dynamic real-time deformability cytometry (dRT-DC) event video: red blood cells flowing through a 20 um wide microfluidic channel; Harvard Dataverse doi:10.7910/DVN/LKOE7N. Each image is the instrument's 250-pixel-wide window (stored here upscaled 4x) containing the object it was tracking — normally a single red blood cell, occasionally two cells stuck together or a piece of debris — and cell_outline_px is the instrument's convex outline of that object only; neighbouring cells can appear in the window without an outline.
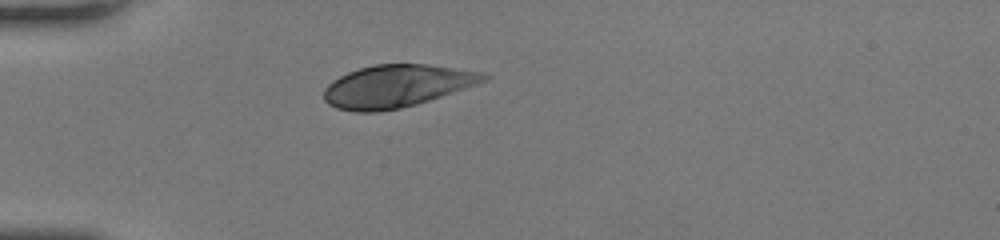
{"species": "human", "species_latin": "Homo sapiens", "temperature_condition": "room temperature", "stored_images_in_passage": 36, "camera_frame_rate_fps": 3000, "um_per_image_px": 0.085, "donor": {"sex": "female"}, "frame": {"image": 1, "passage_image": 1, "time_ms": 0.0, "image_size_px": [1000, 240], "cell_outline_px": [[492, 76], [488, 80], [416, 104], [400, 108], [380, 112], [356, 112], [336, 108], [328, 104], [324, 100], [324, 88], [332, 80], [348, 72], [360, 68], [376, 64], [428, 64], [484, 72]], "centroid_in_image_um": [33.7, 7.31], "position_along_channel_um": 51.3, "area_um2": 39.48}}
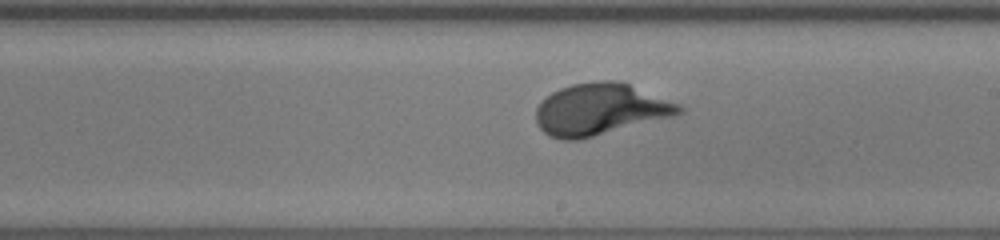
{"frame": {"image": 2, "passage_image": 16, "time_ms": 5.0, "image_size_px": [1000, 240], "cell_outline_px": [[684, 112], [676, 116], [580, 140], [560, 140], [548, 136], [540, 128], [536, 120], [536, 108], [552, 92], [560, 88], [572, 84], [600, 80], [616, 80], [628, 84], [680, 104], [684, 108]], "centroid_in_image_um": [51.04, 9.31], "position_along_channel_um": 238.0, "area_um2": 43.23}}
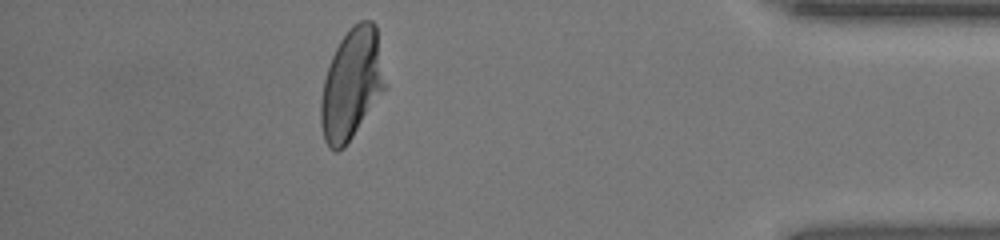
{"frame": {"image": 3, "passage_image": 31, "time_ms": 10.0, "image_size_px": [1000, 240], "cell_outline_px": [[388, 88], [344, 148], [336, 152], [328, 148], [324, 140], [320, 124], [320, 100], [324, 80], [332, 56], [340, 40], [352, 24], [360, 20], [372, 20], [376, 24], [388, 84]], "centroid_in_image_um": [29.93, 7.15], "position_along_channel_um": 405.3, "area_um2": 42.43}, "authors_computed_cell_mechanics": {"area_um2": 41.8472, "velocity_mm_per_s": 4.1507, "shape_relaxation_time_tau1_ms": 2.486, "shape_relaxation_time_tau2_ms": null, "deformation_change_tau1": 0.1669, "deformation_change_tau2": null}}